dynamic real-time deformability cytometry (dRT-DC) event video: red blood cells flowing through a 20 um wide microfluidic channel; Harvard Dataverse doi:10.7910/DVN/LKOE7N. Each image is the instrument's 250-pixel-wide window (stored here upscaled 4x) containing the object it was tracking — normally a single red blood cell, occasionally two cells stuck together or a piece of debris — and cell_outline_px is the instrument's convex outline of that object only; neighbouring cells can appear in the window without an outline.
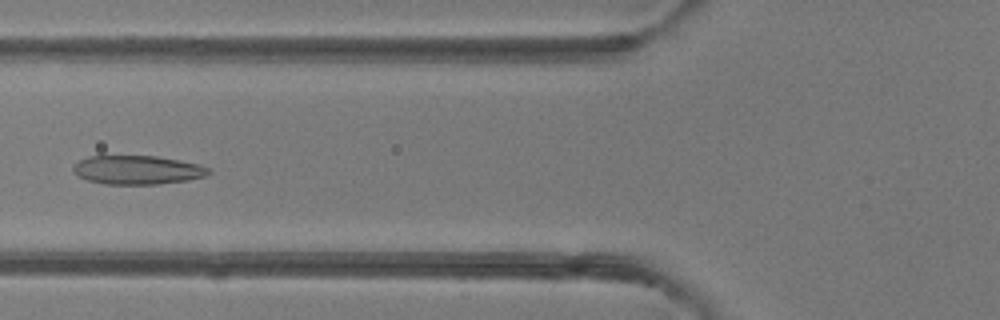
{"species": "common noctule bat (a hibernating species)", "species_latin": "Nyctalus noctula", "temperature_condition": "room temperature", "stored_images_in_passage": 5, "camera_frame_rate_fps": 3000, "um_per_image_px": 0.085, "animal": {"sex": "female"}, "frame": {"image": 1, "passage_image": 5, "time_ms": 5.667, "image_size_px": [1000, 320], "cell_outline_px": [[212, 172], [204, 176], [188, 180], [160, 184], [104, 184], [88, 180], [80, 176], [72, 168], [80, 160], [88, 156], [156, 156], [200, 164], [212, 168]], "centroid_in_image_um": [11.74, 14.44], "position_along_channel_um": 114.1, "area_um2": 22.66}}